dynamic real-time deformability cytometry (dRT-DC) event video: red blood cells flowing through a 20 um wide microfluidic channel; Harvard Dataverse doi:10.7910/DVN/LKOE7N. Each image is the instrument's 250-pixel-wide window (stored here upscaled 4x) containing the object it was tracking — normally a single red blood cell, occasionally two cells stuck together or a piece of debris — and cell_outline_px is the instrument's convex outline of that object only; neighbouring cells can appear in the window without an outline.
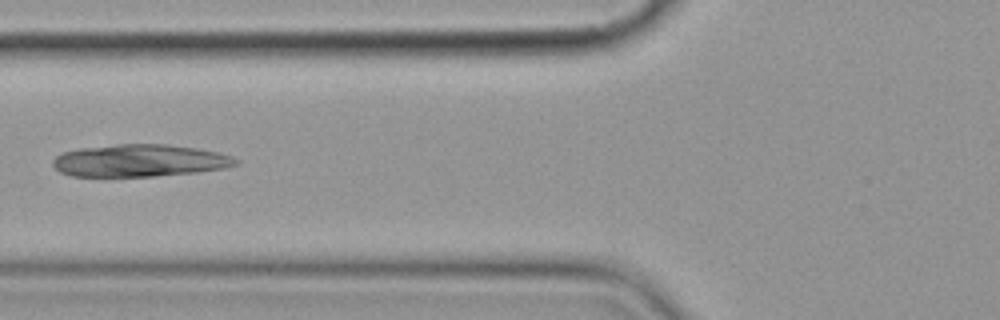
{"species": "common noctule bat (a hibernating species)", "species_latin": "Nyctalus noctula", "temperature_condition": "cold", "stored_images_in_passage": 11, "camera_frame_rate_fps": 3000, "um_per_image_px": 0.085, "animal": {"sex": "female", "body_mass_g": 19.9}, "frame": {"image": 1, "passage_image": 6, "time_ms": 7.0, "image_size_px": [1000, 320], "cell_outline_px": [[240, 160], [236, 164], [224, 168], [196, 172], [156, 176], [72, 176], [60, 172], [52, 164], [52, 160], [60, 152], [80, 148], [116, 144], [168, 144], [196, 148], [216, 152], [232, 156]], "centroid_in_image_um": [11.84, 13.64], "position_along_channel_um": 114.0, "area_um2": 34.45}}
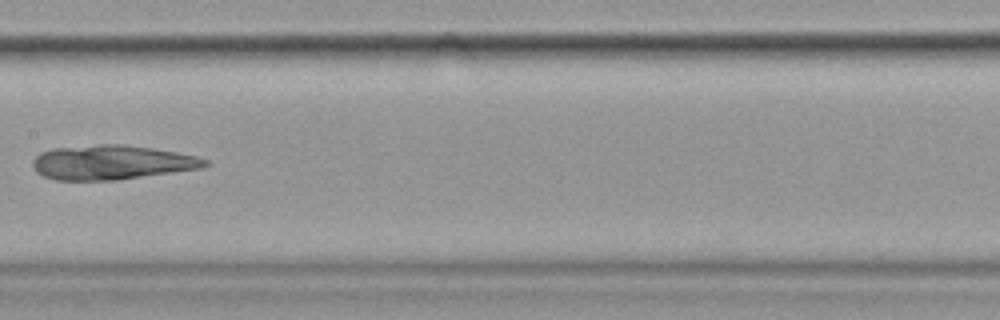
{"frame": {"image": 2, "passage_image": 8, "time_ms": 9.333, "image_size_px": [1000, 320], "cell_outline_px": [[208, 164], [200, 168], [116, 180], [56, 180], [44, 176], [36, 172], [32, 168], [32, 160], [40, 152], [52, 148], [100, 144], [120, 144], [152, 148], [176, 152], [196, 156], [208, 160]], "centroid_in_image_um": [9.43, 13.8], "position_along_channel_um": 198.0, "area_um2": 34.45}}
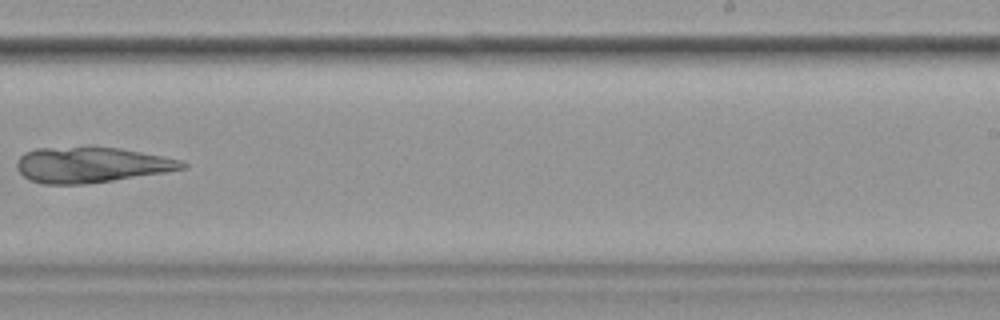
{"frame": {"image": 3, "passage_image": 10, "time_ms": 11.667, "image_size_px": [1000, 320], "cell_outline_px": [[188, 168], [164, 172], [112, 180], [84, 184], [44, 184], [28, 180], [16, 168], [16, 160], [24, 152], [36, 148], [88, 144], [92, 144], [120, 148], [180, 160], [188, 164]], "centroid_in_image_um": [7.68, 13.97], "position_along_channel_um": 281.3, "area_um2": 35.03}}